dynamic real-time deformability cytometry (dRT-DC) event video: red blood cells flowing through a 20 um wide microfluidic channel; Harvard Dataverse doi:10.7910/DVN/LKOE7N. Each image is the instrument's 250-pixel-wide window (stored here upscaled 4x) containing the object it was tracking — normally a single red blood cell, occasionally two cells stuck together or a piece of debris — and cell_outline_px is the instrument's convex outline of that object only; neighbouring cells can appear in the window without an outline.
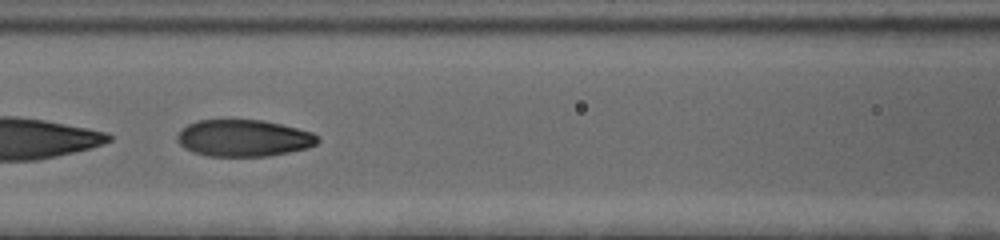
{"species": "human", "species_latin": "Homo sapiens", "temperature_condition": "cold", "stored_images_in_passage": 54, "segment_of_instrument_passage": [2, 2], "camera_frame_rate_fps": 3000, "um_per_image_px": 0.085, "donor": {"sex": "female"}, "frame": {"image": 1, "passage_image": 25, "time_ms": 8.0, "image_size_px": [1000, 240], "cell_outline_px": [[320, 140], [316, 144], [308, 148], [268, 156], [208, 156], [192, 152], [184, 148], [176, 140], [176, 136], [188, 124], [196, 120], [264, 120], [312, 132]], "centroid_in_image_um": [20.69, 11.74], "position_along_channel_um": 145.9, "area_um2": 30.06}}
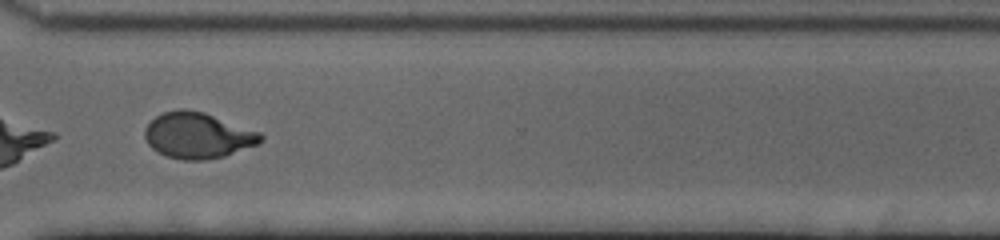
{"frame": {"image": 2, "passage_image": 42, "time_ms": 13.667, "image_size_px": [1000, 240], "cell_outline_px": [[264, 140], [256, 144], [224, 156], [204, 160], [184, 160], [164, 156], [152, 148], [148, 144], [144, 136], [144, 128], [156, 116], [164, 112], [180, 108], [184, 108], [204, 112], [260, 132], [264, 136]], "centroid_in_image_um": [16.78, 11.51], "position_along_channel_um": 353.8, "area_um2": 30.98}}